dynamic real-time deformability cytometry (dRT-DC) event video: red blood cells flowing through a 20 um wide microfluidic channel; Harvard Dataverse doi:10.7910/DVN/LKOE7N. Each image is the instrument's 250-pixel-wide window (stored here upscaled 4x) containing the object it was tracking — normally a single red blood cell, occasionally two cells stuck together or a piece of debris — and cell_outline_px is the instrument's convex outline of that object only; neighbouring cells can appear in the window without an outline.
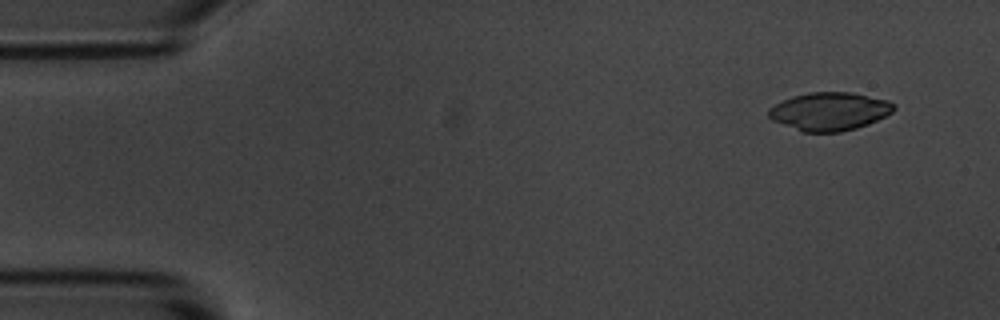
{"species": "common noctule bat (a hibernating species)", "species_latin": "Nyctalus noctula", "temperature_condition": "room temperature", "stored_images_in_passage": 5, "camera_frame_rate_fps": 3000, "um_per_image_px": 0.085, "animal": {"sex": "male", "body_mass_g": 20.1, "forearm_length_mm": 53.5}, "frame": {"image": 1, "passage_image": 1, "time_ms": 0.0, "image_size_px": [1000, 320], "cell_outline_px": [[896, 108], [892, 112], [868, 124], [856, 128], [840, 132], [800, 132], [772, 120], [768, 116], [768, 108], [792, 96], [808, 92], [852, 92], [888, 100], [896, 104]], "centroid_in_image_um": [70.5, 9.47], "position_along_channel_um": 14.5, "area_um2": 27.98}}